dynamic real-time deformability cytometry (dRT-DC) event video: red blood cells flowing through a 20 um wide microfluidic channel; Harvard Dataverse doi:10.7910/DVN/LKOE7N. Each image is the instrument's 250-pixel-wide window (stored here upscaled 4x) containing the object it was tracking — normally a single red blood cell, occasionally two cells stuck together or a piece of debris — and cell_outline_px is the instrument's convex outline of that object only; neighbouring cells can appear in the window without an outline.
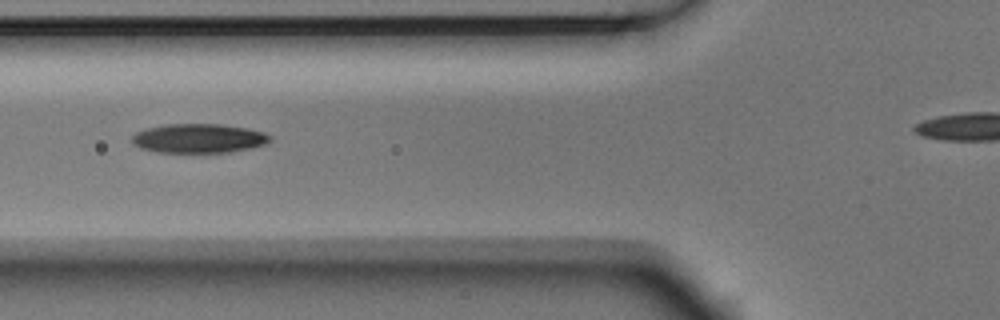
{"species": "Egyptian fruit bat (a non-hibernating species)", "species_latin": "Rousettus aegyptiacus", "temperature_condition": "room temperature", "stored_images_in_passage": 7, "camera_frame_rate_fps": 3000, "um_per_image_px": 0.085, "animal": {"sex": "male"}, "frame": {"image": 1, "passage_image": 5, "time_ms": 1.333, "image_size_px": [1000, 320], "cell_outline_px": [[272, 140], [268, 144], [252, 148], [232, 152], [156, 152], [140, 148], [132, 144], [132, 136], [136, 132], [148, 128], [168, 124], [220, 124], [248, 128], [264, 132], [272, 136]], "centroid_in_image_um": [16.94, 11.76], "position_along_channel_um": 108.9, "area_um2": 23.7}}
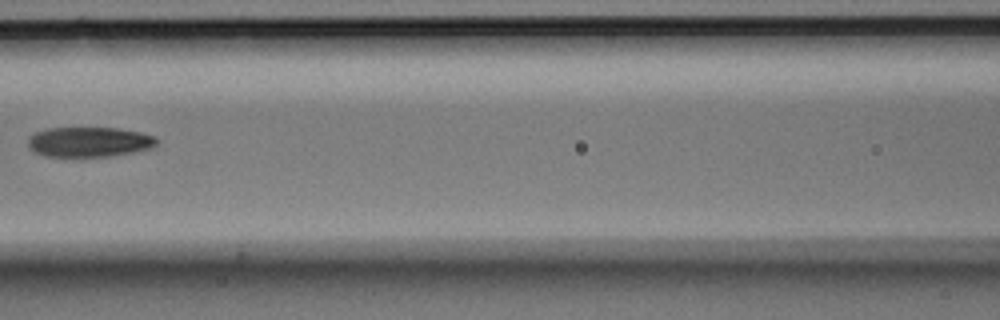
{"frame": {"image": 2, "passage_image": 6, "time_ms": 1.667, "image_size_px": [1000, 320], "cell_outline_px": [[156, 144], [152, 148], [112, 156], [44, 156], [36, 152], [28, 144], [28, 136], [36, 132], [48, 128], [116, 128], [140, 132], [152, 136], [156, 140]], "centroid_in_image_um": [7.56, 12.06], "position_along_channel_um": 159.0, "area_um2": 22.2}}
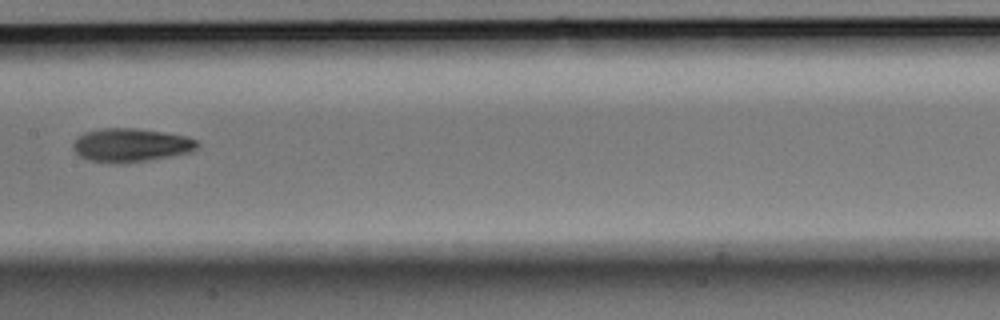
{"frame": {"image": 3, "passage_image": 7, "time_ms": 2.0, "image_size_px": [1000, 320], "cell_outline_px": [[200, 144], [192, 152], [172, 156], [124, 164], [116, 164], [88, 160], [80, 156], [72, 148], [72, 144], [84, 132], [104, 128], [136, 128], [188, 136], [200, 140]], "centroid_in_image_um": [11.17, 12.34], "position_along_channel_um": 196.2, "area_um2": 24.57}}